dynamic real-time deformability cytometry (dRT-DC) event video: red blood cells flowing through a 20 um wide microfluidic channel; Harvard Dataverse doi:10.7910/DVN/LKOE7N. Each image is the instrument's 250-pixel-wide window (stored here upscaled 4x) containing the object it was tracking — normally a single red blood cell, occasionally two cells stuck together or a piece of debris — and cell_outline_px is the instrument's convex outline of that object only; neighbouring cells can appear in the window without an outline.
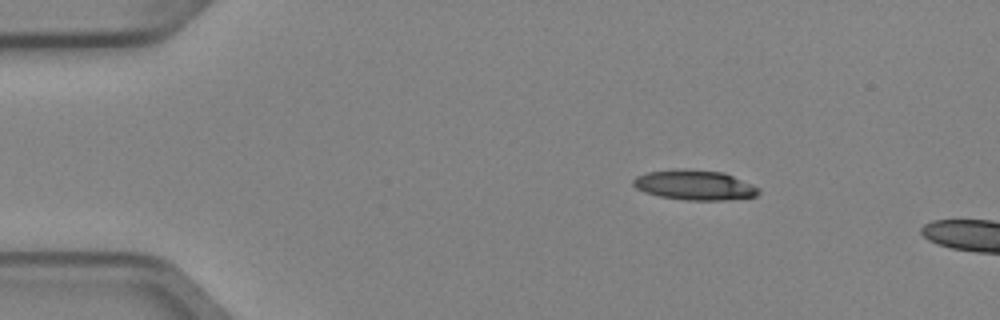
{"species": "Egyptian fruit bat (a non-hibernating species)", "species_latin": "Rousettus aegyptiacus", "temperature_condition": "cold", "stored_images_in_passage": 3, "camera_frame_rate_fps": 3000, "um_per_image_px": 0.085, "animal": {"sex": "female"}, "frame": {"image": 1, "passage_image": 1, "time_ms": 0.0, "image_size_px": [1000, 320], "cell_outline_px": [[760, 192], [756, 196], [728, 200], [688, 200], [660, 196], [644, 192], [636, 188], [632, 184], [632, 180], [636, 176], [648, 172], [680, 168], [692, 168], [724, 172], [752, 184], [760, 188]], "centroid_in_image_um": [59.05, 15.71], "position_along_channel_um": 26.0, "area_um2": 22.14}}